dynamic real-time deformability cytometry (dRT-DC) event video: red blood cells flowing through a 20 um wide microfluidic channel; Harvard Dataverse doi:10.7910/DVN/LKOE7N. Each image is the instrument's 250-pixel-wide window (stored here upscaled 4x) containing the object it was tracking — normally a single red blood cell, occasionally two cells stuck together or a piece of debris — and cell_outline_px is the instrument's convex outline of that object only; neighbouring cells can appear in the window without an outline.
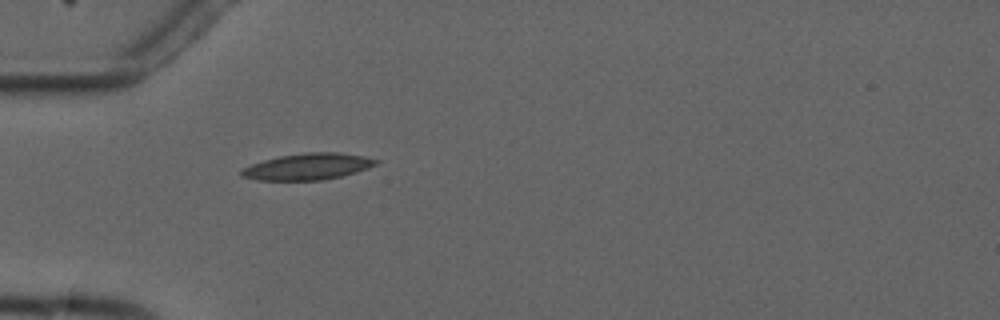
{"species": "common noctule bat (a hibernating species)", "species_latin": "Nyctalus noctula", "temperature_condition": "cold", "stored_images_in_passage": 2, "camera_frame_rate_fps": 3000, "um_per_image_px": 0.085, "animal": {"sex": "male", "forearm_length_mm": 52.5}, "frame": {"image": 1, "passage_image": 2, "time_ms": 4.667, "image_size_px": [1000, 320], "cell_outline_px": [[380, 160], [376, 164], [368, 168], [356, 172], [324, 180], [256, 180], [240, 176], [240, 172], [244, 168], [252, 164], [264, 160], [280, 156], [308, 152], [336, 152], [364, 156]], "centroid_in_image_um": [26.17, 14.16], "position_along_channel_um": 58.8, "area_um2": 20.58}}